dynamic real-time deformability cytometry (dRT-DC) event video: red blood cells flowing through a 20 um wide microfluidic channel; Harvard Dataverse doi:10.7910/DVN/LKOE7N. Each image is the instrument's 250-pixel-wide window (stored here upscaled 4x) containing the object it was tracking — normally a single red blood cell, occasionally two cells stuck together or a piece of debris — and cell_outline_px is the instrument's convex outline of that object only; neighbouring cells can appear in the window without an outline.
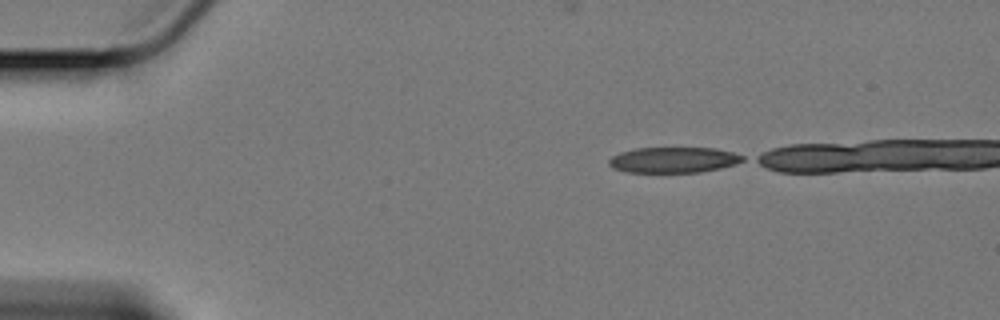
{"species": "Egyptian fruit bat (a non-hibernating species)", "species_latin": "Rousettus aegyptiacus", "temperature_condition": "cold", "stored_images_in_passage": 32, "camera_frame_rate_fps": 3000, "um_per_image_px": 0.085, "animal": {"sex": "female"}, "frame": {"image": 1, "passage_image": 1, "time_ms": 0.0, "image_size_px": [1000, 320], "cell_outline_px": [[744, 160], [736, 164], [720, 168], [696, 172], [624, 172], [612, 168], [608, 164], [608, 160], [612, 156], [620, 152], [636, 148], [716, 148], [732, 152], [744, 156]], "centroid_in_image_um": [57.22, 13.59], "position_along_channel_um": 27.8, "area_um2": 20.0}}
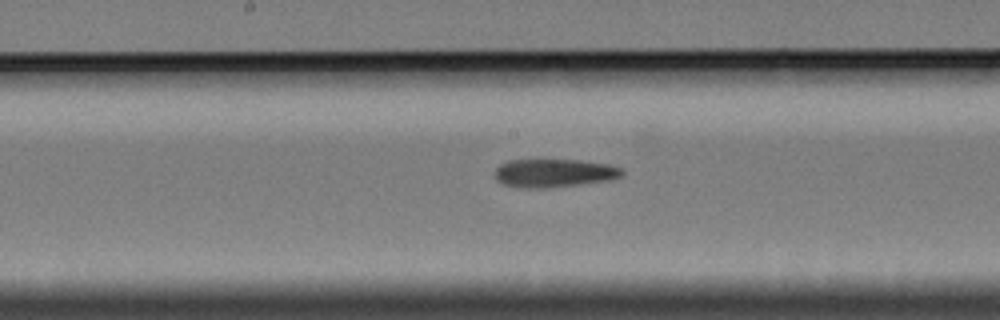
{"frame": {"image": 2, "passage_image": 22, "time_ms": 7.0, "image_size_px": [1000, 320], "cell_outline_px": [[624, 172], [620, 176], [612, 180], [544, 188], [520, 188], [504, 184], [496, 180], [496, 168], [500, 164], [508, 160], [540, 156], [580, 160], [608, 164], [620, 168]], "centroid_in_image_um": [47.04, 14.65], "position_along_channel_um": 201.2, "area_um2": 21.91}}
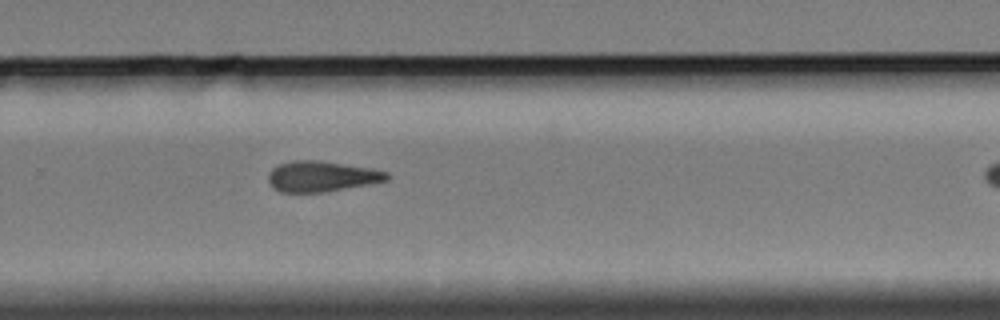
{"frame": {"image": 3, "passage_image": 31, "time_ms": 10.0, "image_size_px": [1000, 320], "cell_outline_px": [[392, 176], [388, 180], [368, 184], [324, 192], [280, 192], [272, 188], [268, 180], [268, 172], [272, 168], [280, 164], [296, 160], [320, 160], [372, 168], [388, 172]], "centroid_in_image_um": [27.34, 14.99], "position_along_channel_um": 302.5, "area_um2": 21.27}}